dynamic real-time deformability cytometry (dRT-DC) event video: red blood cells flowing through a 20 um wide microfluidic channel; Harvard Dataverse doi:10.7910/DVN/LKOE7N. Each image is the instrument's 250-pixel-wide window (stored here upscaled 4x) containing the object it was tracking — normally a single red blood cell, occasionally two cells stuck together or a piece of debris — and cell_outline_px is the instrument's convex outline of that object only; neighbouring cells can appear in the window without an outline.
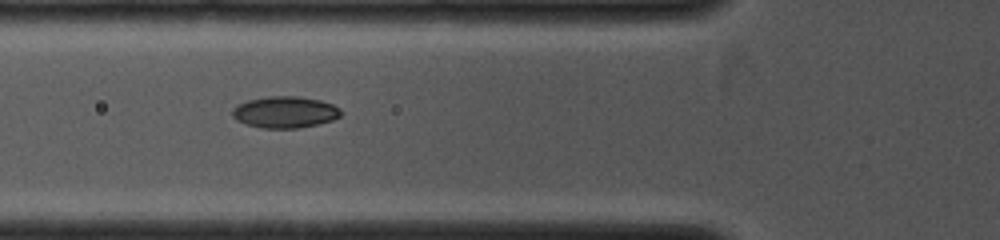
{"species": "common noctule bat (a hibernating species)", "species_latin": "Nyctalus noctula", "temperature_condition": "cold", "stored_images_in_passage": 15, "camera_frame_rate_fps": 4000, "um_per_image_px": 0.085, "animal": {"sex": "female", "body_mass_g": 19.0, "forearm_length_mm": 53.3}, "frame": {"image": 1, "passage_image": 8, "time_ms": 4.25, "image_size_px": [1000, 240], "cell_outline_px": [[344, 112], [340, 116], [332, 120], [320, 124], [300, 128], [260, 128], [236, 120], [232, 116], [232, 108], [236, 104], [248, 100], [268, 96], [300, 96], [320, 100], [332, 104], [340, 108]], "centroid_in_image_um": [24.23, 9.53], "position_along_channel_um": 101.6, "area_um2": 20.23}}
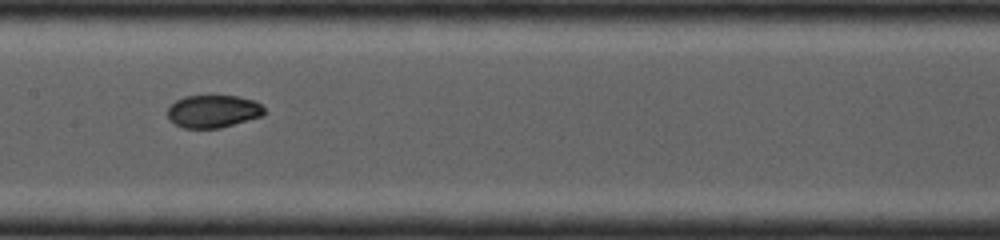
{"frame": {"image": 2, "passage_image": 11, "time_ms": 6.0, "image_size_px": [1000, 240], "cell_outline_px": [[264, 116], [220, 128], [184, 128], [176, 124], [168, 116], [168, 108], [176, 100], [184, 96], [236, 96], [252, 100], [260, 104], [264, 108]], "centroid_in_image_um": [18.14, 9.46], "position_along_channel_um": 189.3, "area_um2": 18.26}}
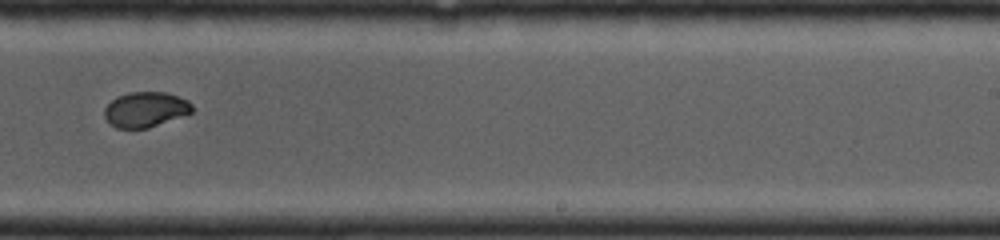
{"frame": {"image": 3, "passage_image": 14, "time_ms": 7.75, "image_size_px": [1000, 240], "cell_outline_px": [[192, 112], [148, 128], [116, 128], [108, 124], [104, 116], [104, 108], [112, 100], [120, 96], [132, 92], [164, 92], [188, 100], [192, 104]], "centroid_in_image_um": [12.33, 9.32], "position_along_channel_um": 276.7, "area_um2": 17.8}}